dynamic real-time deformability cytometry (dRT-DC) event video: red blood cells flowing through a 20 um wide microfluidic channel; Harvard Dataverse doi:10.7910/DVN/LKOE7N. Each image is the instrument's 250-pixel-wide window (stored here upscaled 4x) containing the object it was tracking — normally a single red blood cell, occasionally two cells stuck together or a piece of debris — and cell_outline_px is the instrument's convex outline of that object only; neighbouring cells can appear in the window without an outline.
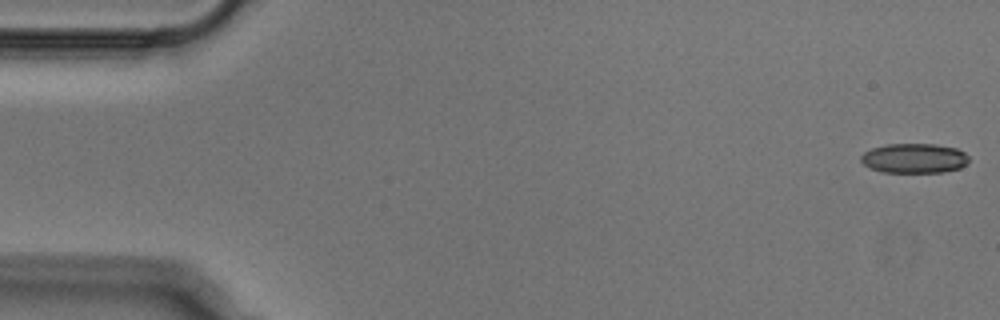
{"species": "Egyptian fruit bat (a non-hibernating species)", "species_latin": "Rousettus aegyptiacus", "temperature_condition": "cold", "stored_images_in_passage": 52, "camera_frame_rate_fps": 3000, "um_per_image_px": 0.085, "animal": {"sex": "male"}, "frame": {"image": 1, "passage_image": 1, "time_ms": 0.0, "image_size_px": [1000, 320], "cell_outline_px": [[968, 164], [960, 168], [944, 172], [880, 172], [864, 164], [860, 160], [860, 156], [864, 152], [872, 148], [888, 144], [936, 144], [956, 148], [964, 152], [968, 156]], "centroid_in_image_um": [77.72, 13.45], "position_along_channel_um": 7.3, "area_um2": 18.73}}
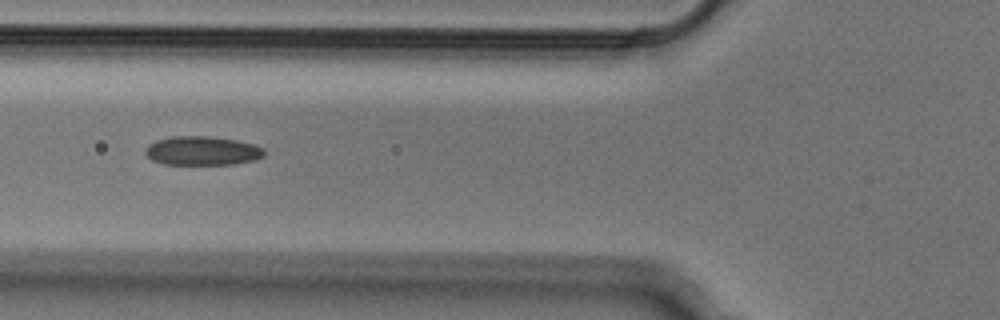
{"frame": {"image": 2, "passage_image": 19, "time_ms": 6.0, "image_size_px": [1000, 320], "cell_outline_px": [[264, 156], [256, 160], [236, 164], [164, 164], [152, 160], [144, 152], [148, 144], [156, 140], [172, 136], [208, 136], [236, 140], [256, 144], [264, 148]], "centroid_in_image_um": [17.22, 12.81], "position_along_channel_um": 108.6, "area_um2": 20.23}}
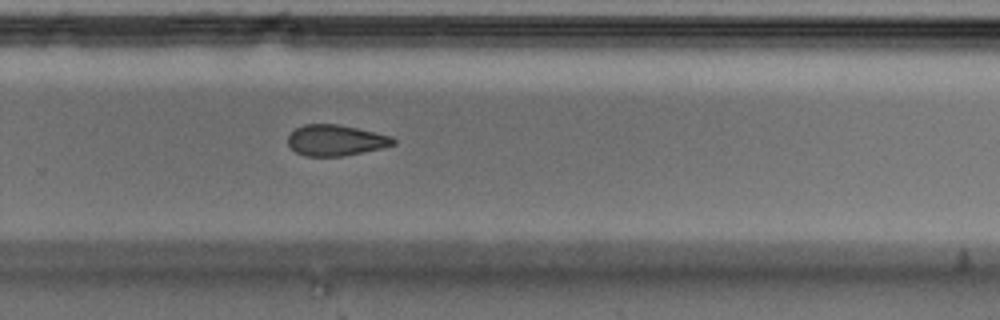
{"frame": {"image": 3, "passage_image": 34, "time_ms": 11.0, "image_size_px": [1000, 320], "cell_outline_px": [[396, 144], [380, 148], [344, 156], [304, 156], [296, 152], [288, 144], [288, 136], [296, 128], [304, 124], [336, 124], [356, 128], [392, 136], [396, 140]], "centroid_in_image_um": [28.53, 11.93], "position_along_channel_um": 301.3, "area_um2": 18.84}}